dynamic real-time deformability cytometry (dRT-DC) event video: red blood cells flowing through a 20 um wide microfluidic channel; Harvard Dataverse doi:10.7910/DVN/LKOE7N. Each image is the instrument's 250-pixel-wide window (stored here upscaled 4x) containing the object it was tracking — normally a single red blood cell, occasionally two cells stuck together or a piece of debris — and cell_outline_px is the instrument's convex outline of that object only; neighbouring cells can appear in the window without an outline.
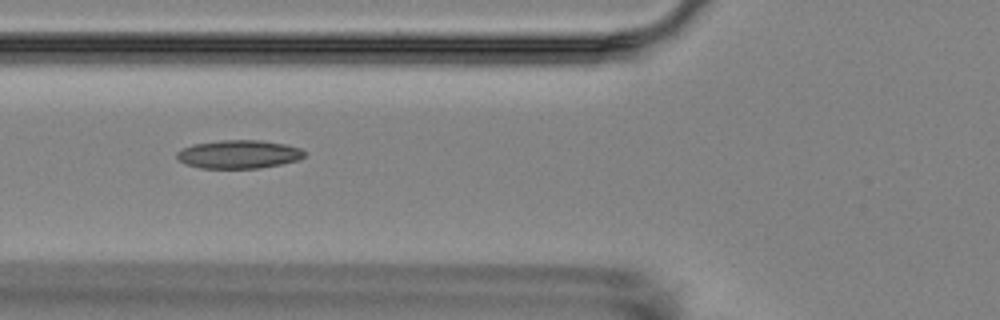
{"species": "Egyptian fruit bat (a non-hibernating species)", "species_latin": "Rousettus aegyptiacus", "temperature_condition": "room temperature", "stored_images_in_passage": 5, "camera_frame_rate_fps": 3000, "um_per_image_px": 0.085, "animal": {"sex": "female"}, "frame": {"image": 1, "passage_image": 3, "time_ms": 2.333, "image_size_px": [1000, 320], "cell_outline_px": [[304, 156], [300, 160], [260, 168], [200, 168], [184, 164], [176, 156], [176, 152], [192, 144], [220, 140], [260, 140], [284, 144], [300, 148], [304, 152]], "centroid_in_image_um": [20.28, 13.11], "position_along_channel_um": 105.5, "area_um2": 21.1}}
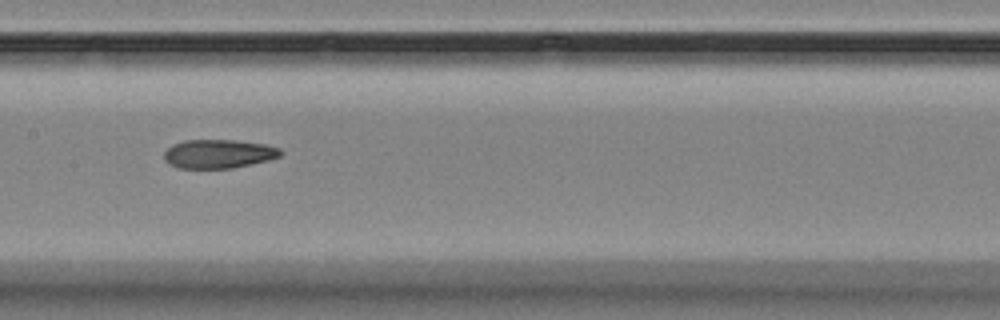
{"frame": {"image": 2, "passage_image": 5, "time_ms": 4.667, "image_size_px": [1000, 320], "cell_outline_px": [[284, 152], [280, 156], [268, 160], [252, 164], [232, 168], [176, 168], [168, 164], [164, 160], [164, 152], [172, 144], [184, 140], [236, 140], [264, 144], [280, 148]], "centroid_in_image_um": [18.56, 13.08], "position_along_channel_um": 188.8, "area_um2": 19.71}}